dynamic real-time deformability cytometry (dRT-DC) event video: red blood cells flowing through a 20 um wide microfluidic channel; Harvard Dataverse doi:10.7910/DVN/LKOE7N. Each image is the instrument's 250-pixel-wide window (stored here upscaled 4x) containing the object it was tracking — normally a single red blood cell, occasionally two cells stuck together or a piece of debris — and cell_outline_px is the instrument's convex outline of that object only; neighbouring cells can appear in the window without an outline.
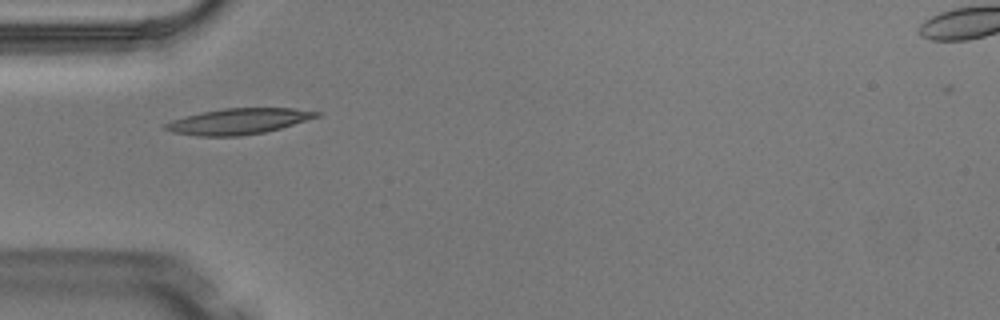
{"species": "Egyptian fruit bat (a non-hibernating species)", "species_latin": "Rousettus aegyptiacus", "temperature_condition": "warm", "stored_images_in_passage": 2, "camera_frame_rate_fps": 3000, "um_per_image_px": 0.085, "animal": {"sex": "male"}, "frame": {"image": 1, "passage_image": 1, "time_ms": 0.0, "image_size_px": [1000, 320], "cell_outline_px": [[320, 116], [280, 128], [264, 132], [240, 136], [196, 136], [172, 132], [164, 128], [164, 124], [172, 120], [184, 116], [200, 112], [224, 108], [292, 108], [320, 112]], "centroid_in_image_um": [20.23, 10.31], "position_along_channel_um": 64.8, "area_um2": 22.66}}